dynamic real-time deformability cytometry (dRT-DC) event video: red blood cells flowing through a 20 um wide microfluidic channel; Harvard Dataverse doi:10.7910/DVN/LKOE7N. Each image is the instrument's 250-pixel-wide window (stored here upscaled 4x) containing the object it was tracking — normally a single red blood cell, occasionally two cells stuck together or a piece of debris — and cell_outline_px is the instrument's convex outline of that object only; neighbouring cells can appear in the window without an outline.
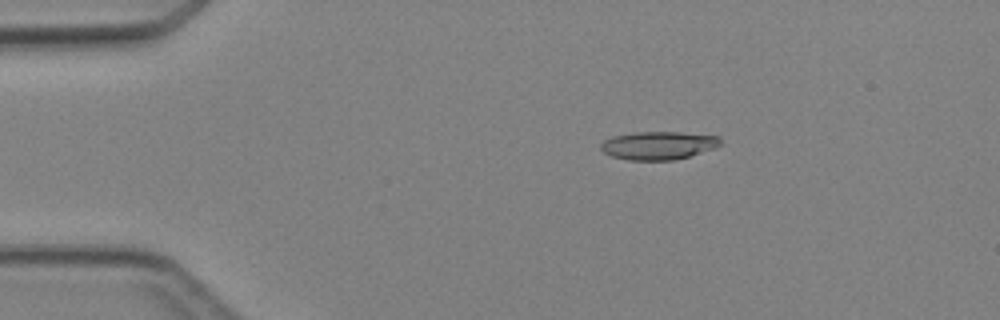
{"species": "Egyptian fruit bat (a non-hibernating species)", "species_latin": "Rousettus aegyptiacus", "temperature_condition": "cold", "stored_images_in_passage": 4, "camera_frame_rate_fps": 3000, "um_per_image_px": 0.085, "animal": {"sex": "female"}, "frame": {"image": 1, "passage_image": 2, "time_ms": 1.0, "image_size_px": [1000, 320], "cell_outline_px": [[720, 144], [716, 148], [688, 156], [672, 160], [628, 160], [612, 156], [604, 152], [600, 148], [600, 144], [604, 140], [612, 136], [636, 132], [680, 132], [720, 136]], "centroid_in_image_um": [55.95, 12.36], "position_along_channel_um": 29.0, "area_um2": 19.59}}
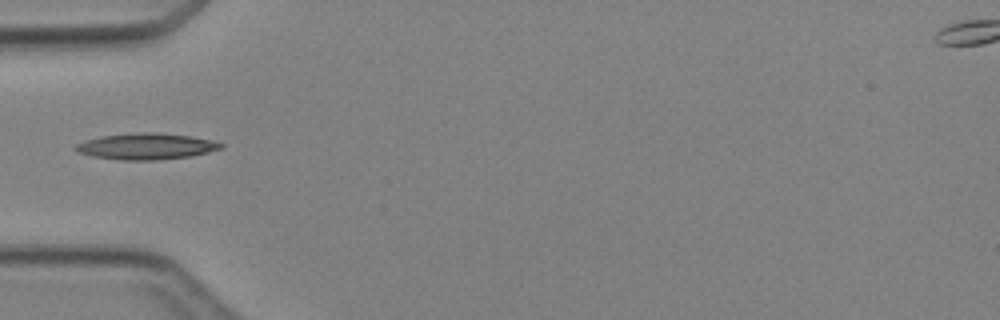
{"frame": {"image": 2, "passage_image": 4, "time_ms": 3.333, "image_size_px": [1000, 320], "cell_outline_px": [[224, 148], [208, 152], [188, 156], [156, 160], [120, 160], [92, 156], [76, 152], [72, 148], [76, 144], [84, 140], [100, 136], [144, 132], [156, 132], [192, 136], [212, 140], [224, 144]], "centroid_in_image_um": [12.4, 12.43], "position_along_channel_um": 72.6, "area_um2": 22.31}}